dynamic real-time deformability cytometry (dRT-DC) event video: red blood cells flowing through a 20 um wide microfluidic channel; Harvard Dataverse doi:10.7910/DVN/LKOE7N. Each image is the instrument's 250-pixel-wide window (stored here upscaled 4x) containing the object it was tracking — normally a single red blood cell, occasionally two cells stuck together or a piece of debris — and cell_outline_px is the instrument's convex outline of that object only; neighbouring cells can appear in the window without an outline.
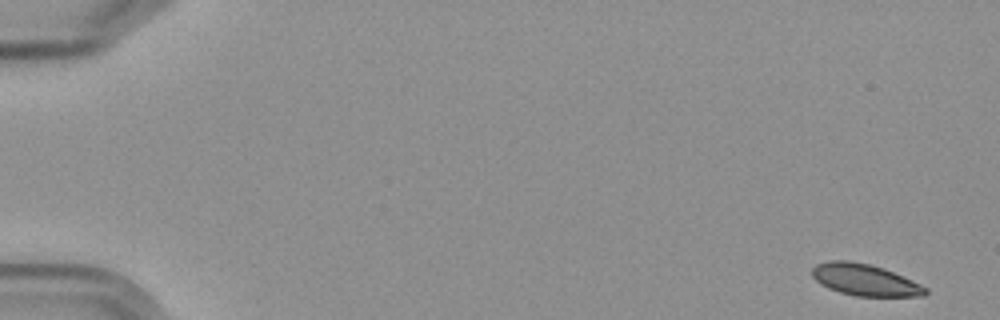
{"species": "Egyptian fruit bat (a non-hibernating species)", "species_latin": "Rousettus aegyptiacus", "temperature_condition": "cold", "stored_images_in_passage": 7, "camera_frame_rate_fps": 3000, "um_per_image_px": 0.085, "frame": {"image": 1, "passage_image": 1, "time_ms": 0.0, "image_size_px": [1000, 320], "cell_outline_px": [[928, 292], [924, 296], [856, 296], [840, 292], [828, 288], [820, 284], [812, 276], [812, 268], [816, 264], [828, 260], [848, 260], [868, 264], [884, 268], [912, 280], [928, 288]], "centroid_in_image_um": [73.5, 23.78], "position_along_channel_um": 11.5, "area_um2": 20.92}}
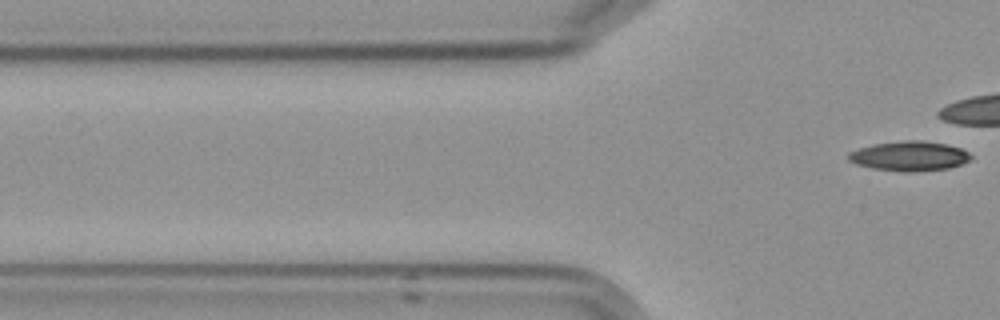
{"frame": {"image": 2, "passage_image": 7, "time_ms": 8.0, "image_size_px": [1000, 320], "cell_outline_px": [[972, 160], [948, 168], [912, 172], [904, 172], [872, 168], [856, 164], [848, 160], [848, 152], [872, 144], [904, 140], [924, 140], [944, 144], [960, 148], [968, 152], [972, 156]], "centroid_in_image_um": [77.29, 13.26], "position_along_channel_um": 48.5, "area_um2": 21.21}}